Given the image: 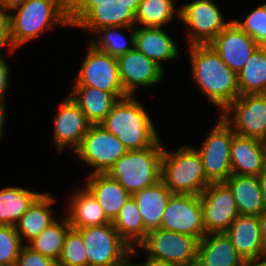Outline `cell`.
I'll return each mask as SVG.
<instances>
[{
  "label": "cell",
  "instance_id": "obj_1",
  "mask_svg": "<svg viewBox=\"0 0 266 266\" xmlns=\"http://www.w3.org/2000/svg\"><path fill=\"white\" fill-rule=\"evenodd\" d=\"M191 75L211 104L222 113L239 96L237 74L209 45L190 46Z\"/></svg>",
  "mask_w": 266,
  "mask_h": 266
},
{
  "label": "cell",
  "instance_id": "obj_2",
  "mask_svg": "<svg viewBox=\"0 0 266 266\" xmlns=\"http://www.w3.org/2000/svg\"><path fill=\"white\" fill-rule=\"evenodd\" d=\"M99 124L128 150L151 147L160 138L144 105L131 95L119 99Z\"/></svg>",
  "mask_w": 266,
  "mask_h": 266
},
{
  "label": "cell",
  "instance_id": "obj_3",
  "mask_svg": "<svg viewBox=\"0 0 266 266\" xmlns=\"http://www.w3.org/2000/svg\"><path fill=\"white\" fill-rule=\"evenodd\" d=\"M12 11L10 34L15 49L53 26H70L69 0H28Z\"/></svg>",
  "mask_w": 266,
  "mask_h": 266
},
{
  "label": "cell",
  "instance_id": "obj_4",
  "mask_svg": "<svg viewBox=\"0 0 266 266\" xmlns=\"http://www.w3.org/2000/svg\"><path fill=\"white\" fill-rule=\"evenodd\" d=\"M141 0H69V24L95 33L102 27H136Z\"/></svg>",
  "mask_w": 266,
  "mask_h": 266
},
{
  "label": "cell",
  "instance_id": "obj_5",
  "mask_svg": "<svg viewBox=\"0 0 266 266\" xmlns=\"http://www.w3.org/2000/svg\"><path fill=\"white\" fill-rule=\"evenodd\" d=\"M160 138L144 149L128 150L106 174L117 180L133 195L161 180V157L163 145Z\"/></svg>",
  "mask_w": 266,
  "mask_h": 266
},
{
  "label": "cell",
  "instance_id": "obj_6",
  "mask_svg": "<svg viewBox=\"0 0 266 266\" xmlns=\"http://www.w3.org/2000/svg\"><path fill=\"white\" fill-rule=\"evenodd\" d=\"M161 181L172 193L197 196L210 184L200 154L195 147L183 145L173 153L163 147Z\"/></svg>",
  "mask_w": 266,
  "mask_h": 266
},
{
  "label": "cell",
  "instance_id": "obj_7",
  "mask_svg": "<svg viewBox=\"0 0 266 266\" xmlns=\"http://www.w3.org/2000/svg\"><path fill=\"white\" fill-rule=\"evenodd\" d=\"M199 240L193 236L155 229L138 245L149 257L174 266H195Z\"/></svg>",
  "mask_w": 266,
  "mask_h": 266
},
{
  "label": "cell",
  "instance_id": "obj_8",
  "mask_svg": "<svg viewBox=\"0 0 266 266\" xmlns=\"http://www.w3.org/2000/svg\"><path fill=\"white\" fill-rule=\"evenodd\" d=\"M218 118L201 148H195L200 154L205 176L210 183L225 182L232 175L230 146L235 133L221 116Z\"/></svg>",
  "mask_w": 266,
  "mask_h": 266
},
{
  "label": "cell",
  "instance_id": "obj_9",
  "mask_svg": "<svg viewBox=\"0 0 266 266\" xmlns=\"http://www.w3.org/2000/svg\"><path fill=\"white\" fill-rule=\"evenodd\" d=\"M181 5L179 20L190 29L187 32L189 46L209 44L232 21L226 22L212 0H193Z\"/></svg>",
  "mask_w": 266,
  "mask_h": 266
},
{
  "label": "cell",
  "instance_id": "obj_10",
  "mask_svg": "<svg viewBox=\"0 0 266 266\" xmlns=\"http://www.w3.org/2000/svg\"><path fill=\"white\" fill-rule=\"evenodd\" d=\"M128 149L100 124H91L80 146L73 152L94 173H106Z\"/></svg>",
  "mask_w": 266,
  "mask_h": 266
},
{
  "label": "cell",
  "instance_id": "obj_11",
  "mask_svg": "<svg viewBox=\"0 0 266 266\" xmlns=\"http://www.w3.org/2000/svg\"><path fill=\"white\" fill-rule=\"evenodd\" d=\"M219 116L234 133L266 142V93L240 95Z\"/></svg>",
  "mask_w": 266,
  "mask_h": 266
},
{
  "label": "cell",
  "instance_id": "obj_12",
  "mask_svg": "<svg viewBox=\"0 0 266 266\" xmlns=\"http://www.w3.org/2000/svg\"><path fill=\"white\" fill-rule=\"evenodd\" d=\"M74 85H86L116 95L127 97L119 78L117 58L96 49L89 43Z\"/></svg>",
  "mask_w": 266,
  "mask_h": 266
},
{
  "label": "cell",
  "instance_id": "obj_13",
  "mask_svg": "<svg viewBox=\"0 0 266 266\" xmlns=\"http://www.w3.org/2000/svg\"><path fill=\"white\" fill-rule=\"evenodd\" d=\"M76 230L85 245L87 266H113L130 253L131 247L120 237L112 223Z\"/></svg>",
  "mask_w": 266,
  "mask_h": 266
},
{
  "label": "cell",
  "instance_id": "obj_14",
  "mask_svg": "<svg viewBox=\"0 0 266 266\" xmlns=\"http://www.w3.org/2000/svg\"><path fill=\"white\" fill-rule=\"evenodd\" d=\"M160 228L190 235L200 241L206 235L200 197L173 193L163 212Z\"/></svg>",
  "mask_w": 266,
  "mask_h": 266
},
{
  "label": "cell",
  "instance_id": "obj_15",
  "mask_svg": "<svg viewBox=\"0 0 266 266\" xmlns=\"http://www.w3.org/2000/svg\"><path fill=\"white\" fill-rule=\"evenodd\" d=\"M199 197L206 235L225 233L239 215L231 189L225 182L210 183Z\"/></svg>",
  "mask_w": 266,
  "mask_h": 266
},
{
  "label": "cell",
  "instance_id": "obj_16",
  "mask_svg": "<svg viewBox=\"0 0 266 266\" xmlns=\"http://www.w3.org/2000/svg\"><path fill=\"white\" fill-rule=\"evenodd\" d=\"M119 78L127 95L134 96L140 87H152L159 84L164 76V69L138 51L135 47L117 57Z\"/></svg>",
  "mask_w": 266,
  "mask_h": 266
},
{
  "label": "cell",
  "instance_id": "obj_17",
  "mask_svg": "<svg viewBox=\"0 0 266 266\" xmlns=\"http://www.w3.org/2000/svg\"><path fill=\"white\" fill-rule=\"evenodd\" d=\"M90 125L91 123L73 99L70 96L63 98L54 115L53 144L58 153L62 154L68 146L74 152L80 146Z\"/></svg>",
  "mask_w": 266,
  "mask_h": 266
},
{
  "label": "cell",
  "instance_id": "obj_18",
  "mask_svg": "<svg viewBox=\"0 0 266 266\" xmlns=\"http://www.w3.org/2000/svg\"><path fill=\"white\" fill-rule=\"evenodd\" d=\"M209 45L238 74L259 45L232 20Z\"/></svg>",
  "mask_w": 266,
  "mask_h": 266
},
{
  "label": "cell",
  "instance_id": "obj_19",
  "mask_svg": "<svg viewBox=\"0 0 266 266\" xmlns=\"http://www.w3.org/2000/svg\"><path fill=\"white\" fill-rule=\"evenodd\" d=\"M225 234L245 262L266 260L258 216L239 214Z\"/></svg>",
  "mask_w": 266,
  "mask_h": 266
},
{
  "label": "cell",
  "instance_id": "obj_20",
  "mask_svg": "<svg viewBox=\"0 0 266 266\" xmlns=\"http://www.w3.org/2000/svg\"><path fill=\"white\" fill-rule=\"evenodd\" d=\"M231 172L259 176L266 168V143L256 138L234 134L230 146Z\"/></svg>",
  "mask_w": 266,
  "mask_h": 266
},
{
  "label": "cell",
  "instance_id": "obj_21",
  "mask_svg": "<svg viewBox=\"0 0 266 266\" xmlns=\"http://www.w3.org/2000/svg\"><path fill=\"white\" fill-rule=\"evenodd\" d=\"M244 263L225 233L207 234L199 241L195 266H243Z\"/></svg>",
  "mask_w": 266,
  "mask_h": 266
},
{
  "label": "cell",
  "instance_id": "obj_22",
  "mask_svg": "<svg viewBox=\"0 0 266 266\" xmlns=\"http://www.w3.org/2000/svg\"><path fill=\"white\" fill-rule=\"evenodd\" d=\"M134 47L155 62L162 69L161 61H171L178 58L179 49L163 28H135Z\"/></svg>",
  "mask_w": 266,
  "mask_h": 266
},
{
  "label": "cell",
  "instance_id": "obj_23",
  "mask_svg": "<svg viewBox=\"0 0 266 266\" xmlns=\"http://www.w3.org/2000/svg\"><path fill=\"white\" fill-rule=\"evenodd\" d=\"M86 188L97 199L107 218L113 222L121 208L132 195L115 179L106 173H90Z\"/></svg>",
  "mask_w": 266,
  "mask_h": 266
},
{
  "label": "cell",
  "instance_id": "obj_24",
  "mask_svg": "<svg viewBox=\"0 0 266 266\" xmlns=\"http://www.w3.org/2000/svg\"><path fill=\"white\" fill-rule=\"evenodd\" d=\"M67 205L68 219L73 229L102 226L112 223L98 204L94 195L86 188L73 193Z\"/></svg>",
  "mask_w": 266,
  "mask_h": 266
},
{
  "label": "cell",
  "instance_id": "obj_25",
  "mask_svg": "<svg viewBox=\"0 0 266 266\" xmlns=\"http://www.w3.org/2000/svg\"><path fill=\"white\" fill-rule=\"evenodd\" d=\"M225 183L231 189L239 214L260 216L266 209L257 176H229Z\"/></svg>",
  "mask_w": 266,
  "mask_h": 266
},
{
  "label": "cell",
  "instance_id": "obj_26",
  "mask_svg": "<svg viewBox=\"0 0 266 266\" xmlns=\"http://www.w3.org/2000/svg\"><path fill=\"white\" fill-rule=\"evenodd\" d=\"M172 194L171 190L160 180L155 185L132 195L148 232L160 228L163 212Z\"/></svg>",
  "mask_w": 266,
  "mask_h": 266
},
{
  "label": "cell",
  "instance_id": "obj_27",
  "mask_svg": "<svg viewBox=\"0 0 266 266\" xmlns=\"http://www.w3.org/2000/svg\"><path fill=\"white\" fill-rule=\"evenodd\" d=\"M69 96L91 124H99L119 100L116 95L86 85H73Z\"/></svg>",
  "mask_w": 266,
  "mask_h": 266
},
{
  "label": "cell",
  "instance_id": "obj_28",
  "mask_svg": "<svg viewBox=\"0 0 266 266\" xmlns=\"http://www.w3.org/2000/svg\"><path fill=\"white\" fill-rule=\"evenodd\" d=\"M55 201L50 193H41L28 207L15 225L22 243L25 239L29 243L56 220L50 207Z\"/></svg>",
  "mask_w": 266,
  "mask_h": 266
},
{
  "label": "cell",
  "instance_id": "obj_29",
  "mask_svg": "<svg viewBox=\"0 0 266 266\" xmlns=\"http://www.w3.org/2000/svg\"><path fill=\"white\" fill-rule=\"evenodd\" d=\"M240 95L266 93V46H259L237 74Z\"/></svg>",
  "mask_w": 266,
  "mask_h": 266
},
{
  "label": "cell",
  "instance_id": "obj_30",
  "mask_svg": "<svg viewBox=\"0 0 266 266\" xmlns=\"http://www.w3.org/2000/svg\"><path fill=\"white\" fill-rule=\"evenodd\" d=\"M41 193L21 187H5L0 190V225L15 226L28 207Z\"/></svg>",
  "mask_w": 266,
  "mask_h": 266
},
{
  "label": "cell",
  "instance_id": "obj_31",
  "mask_svg": "<svg viewBox=\"0 0 266 266\" xmlns=\"http://www.w3.org/2000/svg\"><path fill=\"white\" fill-rule=\"evenodd\" d=\"M112 224L120 237L130 247H138L148 232L144 227L137 202L132 196L128 198Z\"/></svg>",
  "mask_w": 266,
  "mask_h": 266
},
{
  "label": "cell",
  "instance_id": "obj_32",
  "mask_svg": "<svg viewBox=\"0 0 266 266\" xmlns=\"http://www.w3.org/2000/svg\"><path fill=\"white\" fill-rule=\"evenodd\" d=\"M71 228L68 217L61 218V220L56 219L32 239L27 246L57 262L63 249L66 234Z\"/></svg>",
  "mask_w": 266,
  "mask_h": 266
},
{
  "label": "cell",
  "instance_id": "obj_33",
  "mask_svg": "<svg viewBox=\"0 0 266 266\" xmlns=\"http://www.w3.org/2000/svg\"><path fill=\"white\" fill-rule=\"evenodd\" d=\"M175 15L179 20L174 0H141L135 13L136 26L163 28Z\"/></svg>",
  "mask_w": 266,
  "mask_h": 266
},
{
  "label": "cell",
  "instance_id": "obj_34",
  "mask_svg": "<svg viewBox=\"0 0 266 266\" xmlns=\"http://www.w3.org/2000/svg\"><path fill=\"white\" fill-rule=\"evenodd\" d=\"M123 30H130V38L128 39L125 35L120 32ZM96 37L99 36V41L96 38L89 40L90 44L93 45L99 51H102L110 56L119 57L126 54L134 48V34L135 27H123V26H109L98 29L95 33ZM98 35V36H97ZM97 40V41H96Z\"/></svg>",
  "mask_w": 266,
  "mask_h": 266
},
{
  "label": "cell",
  "instance_id": "obj_35",
  "mask_svg": "<svg viewBox=\"0 0 266 266\" xmlns=\"http://www.w3.org/2000/svg\"><path fill=\"white\" fill-rule=\"evenodd\" d=\"M57 266H87L85 245L76 229L67 232Z\"/></svg>",
  "mask_w": 266,
  "mask_h": 266
},
{
  "label": "cell",
  "instance_id": "obj_36",
  "mask_svg": "<svg viewBox=\"0 0 266 266\" xmlns=\"http://www.w3.org/2000/svg\"><path fill=\"white\" fill-rule=\"evenodd\" d=\"M24 244L15 226L0 225V265L15 266L19 252Z\"/></svg>",
  "mask_w": 266,
  "mask_h": 266
},
{
  "label": "cell",
  "instance_id": "obj_37",
  "mask_svg": "<svg viewBox=\"0 0 266 266\" xmlns=\"http://www.w3.org/2000/svg\"><path fill=\"white\" fill-rule=\"evenodd\" d=\"M243 20L234 19L233 21L259 46H266V2L256 7Z\"/></svg>",
  "mask_w": 266,
  "mask_h": 266
},
{
  "label": "cell",
  "instance_id": "obj_38",
  "mask_svg": "<svg viewBox=\"0 0 266 266\" xmlns=\"http://www.w3.org/2000/svg\"><path fill=\"white\" fill-rule=\"evenodd\" d=\"M15 266H57V262L24 244L19 252Z\"/></svg>",
  "mask_w": 266,
  "mask_h": 266
},
{
  "label": "cell",
  "instance_id": "obj_39",
  "mask_svg": "<svg viewBox=\"0 0 266 266\" xmlns=\"http://www.w3.org/2000/svg\"><path fill=\"white\" fill-rule=\"evenodd\" d=\"M5 45L9 47L11 53L16 50L11 40L9 11L0 6V51Z\"/></svg>",
  "mask_w": 266,
  "mask_h": 266
},
{
  "label": "cell",
  "instance_id": "obj_40",
  "mask_svg": "<svg viewBox=\"0 0 266 266\" xmlns=\"http://www.w3.org/2000/svg\"><path fill=\"white\" fill-rule=\"evenodd\" d=\"M10 68L3 57L0 55V100H6V91L9 89V76H10Z\"/></svg>",
  "mask_w": 266,
  "mask_h": 266
},
{
  "label": "cell",
  "instance_id": "obj_41",
  "mask_svg": "<svg viewBox=\"0 0 266 266\" xmlns=\"http://www.w3.org/2000/svg\"><path fill=\"white\" fill-rule=\"evenodd\" d=\"M137 246L131 247L130 253H128L122 260H120L117 264L113 266H139V263H130L131 255H137Z\"/></svg>",
  "mask_w": 266,
  "mask_h": 266
},
{
  "label": "cell",
  "instance_id": "obj_42",
  "mask_svg": "<svg viewBox=\"0 0 266 266\" xmlns=\"http://www.w3.org/2000/svg\"><path fill=\"white\" fill-rule=\"evenodd\" d=\"M28 0H0V6L8 11L26 3Z\"/></svg>",
  "mask_w": 266,
  "mask_h": 266
},
{
  "label": "cell",
  "instance_id": "obj_43",
  "mask_svg": "<svg viewBox=\"0 0 266 266\" xmlns=\"http://www.w3.org/2000/svg\"><path fill=\"white\" fill-rule=\"evenodd\" d=\"M139 266H174L163 260L155 259L147 255L146 262L139 263Z\"/></svg>",
  "mask_w": 266,
  "mask_h": 266
},
{
  "label": "cell",
  "instance_id": "obj_44",
  "mask_svg": "<svg viewBox=\"0 0 266 266\" xmlns=\"http://www.w3.org/2000/svg\"><path fill=\"white\" fill-rule=\"evenodd\" d=\"M5 101L6 100H0V140H1V138H2V136L4 135L3 134V132L2 131H4L3 130V128H4V124H5V110H6V104H5Z\"/></svg>",
  "mask_w": 266,
  "mask_h": 266
},
{
  "label": "cell",
  "instance_id": "obj_45",
  "mask_svg": "<svg viewBox=\"0 0 266 266\" xmlns=\"http://www.w3.org/2000/svg\"><path fill=\"white\" fill-rule=\"evenodd\" d=\"M258 180L262 191L263 201L266 207V168L260 173Z\"/></svg>",
  "mask_w": 266,
  "mask_h": 266
},
{
  "label": "cell",
  "instance_id": "obj_46",
  "mask_svg": "<svg viewBox=\"0 0 266 266\" xmlns=\"http://www.w3.org/2000/svg\"><path fill=\"white\" fill-rule=\"evenodd\" d=\"M259 223H260L261 237L266 246V209L259 216Z\"/></svg>",
  "mask_w": 266,
  "mask_h": 266
},
{
  "label": "cell",
  "instance_id": "obj_47",
  "mask_svg": "<svg viewBox=\"0 0 266 266\" xmlns=\"http://www.w3.org/2000/svg\"><path fill=\"white\" fill-rule=\"evenodd\" d=\"M243 266H266V260L245 262Z\"/></svg>",
  "mask_w": 266,
  "mask_h": 266
}]
</instances>
